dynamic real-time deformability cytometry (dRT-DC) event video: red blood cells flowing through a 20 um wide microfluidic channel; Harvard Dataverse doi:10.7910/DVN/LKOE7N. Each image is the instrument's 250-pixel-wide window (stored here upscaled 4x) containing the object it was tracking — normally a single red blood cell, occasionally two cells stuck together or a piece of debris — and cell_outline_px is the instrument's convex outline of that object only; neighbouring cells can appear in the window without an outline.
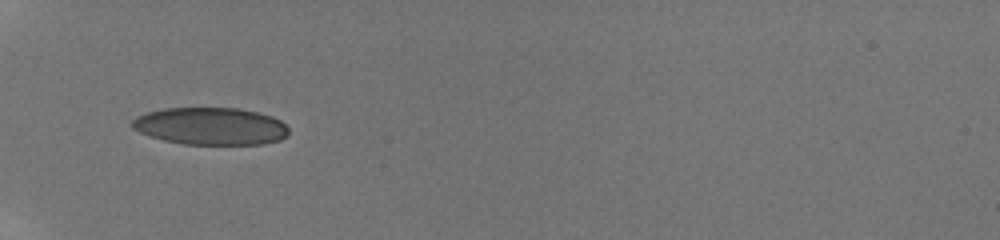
{"species": "human", "species_latin": "Homo sapiens", "temperature_condition": "room temperature", "stored_images_in_passage": 50, "camera_frame_rate_fps": 3000, "um_per_image_px": 0.085, "donor": {"sex": "male"}, "frame": {"image": 1, "passage_image": 1, "time_ms": 0.0, "image_size_px": [1000, 240], "cell_outline_px": [[288, 136], [280, 140], [264, 144], [184, 144], [164, 140], [140, 132], [132, 128], [132, 120], [136, 116], [148, 112], [164, 108], [240, 108], [272, 116], [280, 120], [288, 128]], "centroid_in_image_um": [17.93, 10.72], "position_along_channel_um": 67.1, "area_um2": 34.04}}
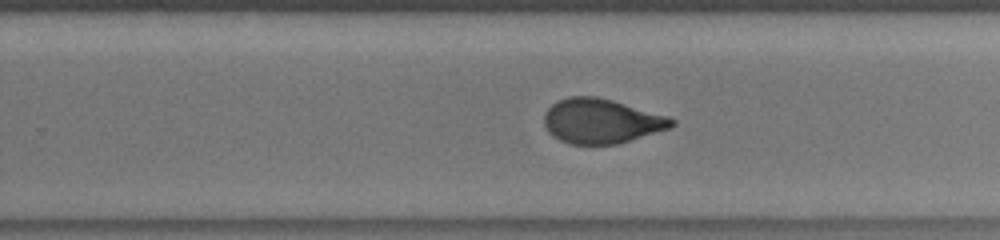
{"frame": {"image": 2, "passage_image": 28, "time_ms": 5.667, "image_size_px": [1000, 240], "cell_outline_px": [[676, 124], [672, 128], [616, 144], [568, 144], [552, 136], [548, 132], [544, 124], [544, 112], [552, 104], [568, 96], [596, 96], [612, 100], [668, 116], [676, 120]], "centroid_in_image_um": [51.11, 10.29], "position_along_channel_um": 278.7, "area_um2": 33.29}}
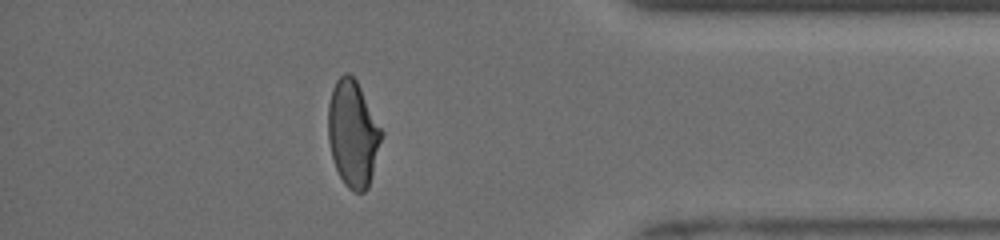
{"frame": {"image": 3, "passage_image": 44, "time_ms": 9.333, "image_size_px": [1000, 240], "cell_outline_px": [[384, 132], [368, 188], [364, 192], [356, 192], [348, 188], [344, 184], [336, 168], [332, 156], [328, 140], [328, 104], [332, 88], [336, 80], [344, 72], [348, 72], [356, 80]], "centroid_in_image_um": [29.99, 11.35], "position_along_channel_um": 405.2, "area_um2": 33.06}, "authors_computed_cell_mechanics": {"area_um2": 33.7263, "velocity_mm_per_s": 3.9469, "shape_relaxation_time_tau1_ms": 8.8387, "shape_relaxation_time_tau2_ms": 0.6176, "deformation_change_tau1": 0.2444, "deformation_change_tau2": 0.0575}}